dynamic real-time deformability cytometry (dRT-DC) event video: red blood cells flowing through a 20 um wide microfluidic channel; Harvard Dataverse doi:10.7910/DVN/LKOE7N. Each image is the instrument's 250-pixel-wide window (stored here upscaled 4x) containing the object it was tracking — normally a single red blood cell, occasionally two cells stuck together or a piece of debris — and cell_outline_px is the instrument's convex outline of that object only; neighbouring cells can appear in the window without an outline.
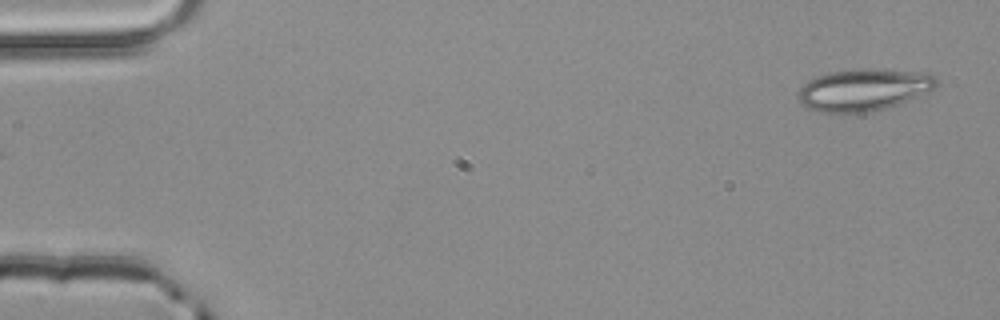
{"species": "common noctule bat (a hibernating species)", "species_latin": "Nyctalus noctula", "temperature_condition": "room temperature", "stored_images_in_passage": 4, "segment_of_instrument_passage": [2, 2], "camera_frame_rate_fps": 3000, "um_per_image_px": 0.085, "animal": {"sex": "male", "body_mass_g": 20.4}, "frame": {"image": 1, "passage_image": 4, "time_ms": 1.0, "image_size_px": [1000, 320], "cell_outline_px": [[940, 84], [936, 88], [928, 92], [888, 108], [868, 112], [840, 116], [820, 112], [808, 108], [796, 96], [796, 92], [808, 80], [816, 76], [832, 72], [864, 68], [924, 72], [936, 76]], "centroid_in_image_um": [73.41, 7.66], "position_along_channel_um": 11.6, "area_um2": 34.62}}